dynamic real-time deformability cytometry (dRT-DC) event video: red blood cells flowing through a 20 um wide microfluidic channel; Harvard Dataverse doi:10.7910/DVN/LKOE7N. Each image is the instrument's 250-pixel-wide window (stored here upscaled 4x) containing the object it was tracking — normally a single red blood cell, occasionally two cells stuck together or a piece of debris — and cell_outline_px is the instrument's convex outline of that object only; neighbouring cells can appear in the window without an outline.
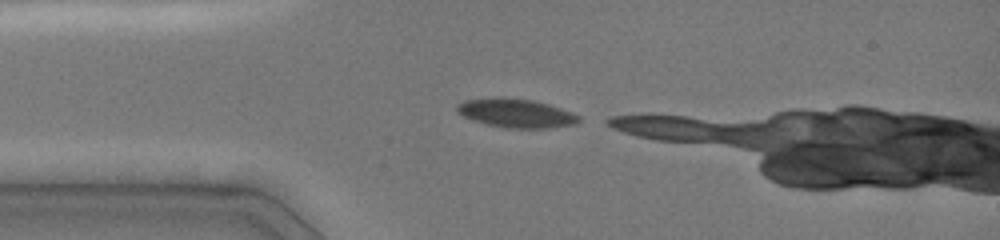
{"species": "common noctule bat (a hibernating species)", "species_latin": "Nyctalus noctula", "temperature_condition": "cold", "stored_images_in_passage": 4, "camera_frame_rate_fps": 3000, "um_per_image_px": 0.085, "animal": {"sex": "female", "body_mass_g": 19.0, "forearm_length_mm": 51.5}, "frame": {"image": 1, "passage_image": 1, "time_ms": 0.0, "image_size_px": [1000, 240], "cell_outline_px": [[580, 120], [576, 124], [548, 128], [504, 128], [472, 120], [456, 112], [456, 104], [464, 100], [500, 96], [504, 96], [532, 100], [548, 104], [572, 112], [580, 116]], "centroid_in_image_um": [43.83, 9.6], "position_along_channel_um": 41.2, "area_um2": 20.69}}